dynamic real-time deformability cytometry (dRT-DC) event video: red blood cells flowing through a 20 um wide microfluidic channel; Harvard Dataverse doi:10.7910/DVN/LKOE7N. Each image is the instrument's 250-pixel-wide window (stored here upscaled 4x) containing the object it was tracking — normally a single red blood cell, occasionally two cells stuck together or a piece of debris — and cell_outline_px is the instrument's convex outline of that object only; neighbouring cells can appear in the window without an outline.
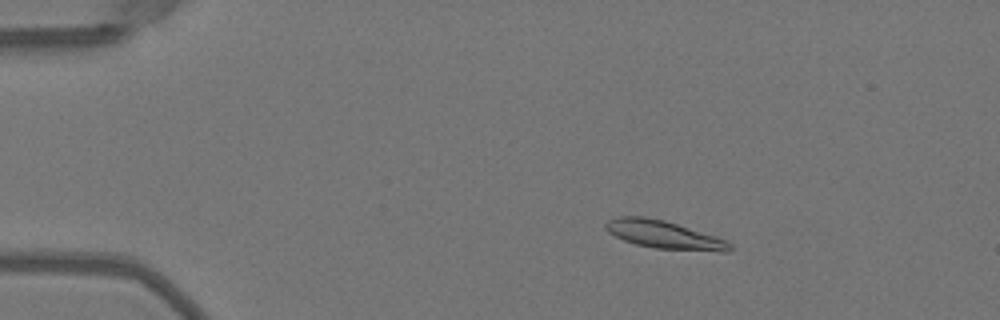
{"species": "Egyptian fruit bat (a non-hibernating species)", "species_latin": "Rousettus aegyptiacus", "temperature_condition": "warm", "stored_images_in_passage": 45, "camera_frame_rate_fps": 3000, "um_per_image_px": 0.085, "animal": {"sex": "female"}, "frame": {"image": 1, "passage_image": 3, "time_ms": 0.667, "image_size_px": [1000, 320], "cell_outline_px": [[732, 252], [720, 252], [652, 248], [636, 244], [624, 240], [608, 232], [604, 228], [604, 224], [608, 220], [620, 216], [644, 216], [664, 220], [716, 236], [728, 240], [732, 244]], "centroid_in_image_um": [56.49, 19.96], "position_along_channel_um": 28.5, "area_um2": 20.46}}
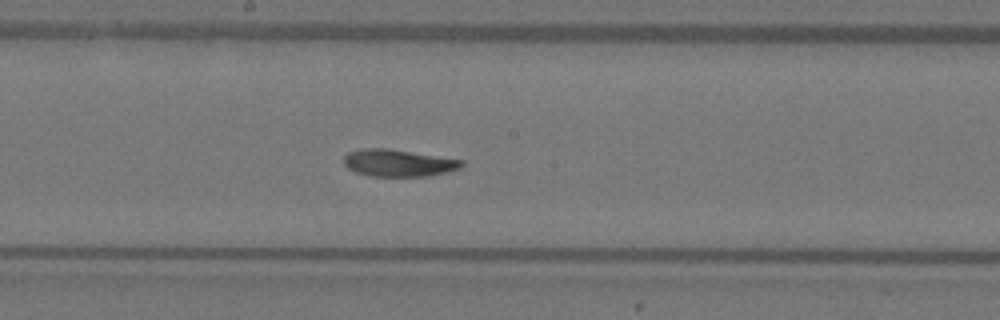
{"frame": {"image": 2, "passage_image": 22, "time_ms": 7.0, "image_size_px": [1000, 320], "cell_outline_px": [[464, 164], [460, 168], [428, 176], [368, 176], [356, 172], [348, 168], [344, 164], [344, 156], [348, 152], [364, 148], [388, 148], [464, 160]], "centroid_in_image_um": [33.84, 13.84], "position_along_channel_um": 214.4, "area_um2": 18.55}}
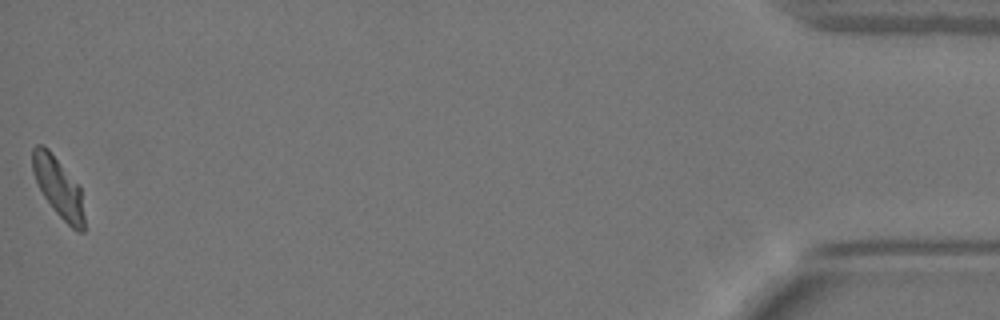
{"frame": {"image": 3, "passage_image": 45, "time_ms": 14.667, "image_size_px": [1000, 320], "cell_outline_px": [[84, 232], [76, 232], [52, 208], [44, 196], [32, 172], [32, 148], [36, 144], [44, 144], [48, 148], [80, 188], [84, 216]], "centroid_in_image_um": [4.94, 15.91], "position_along_channel_um": 430.3, "area_um2": 17.74}, "authors_computed_cell_mechanics": {"area_um2": 18.8428, "velocity_mm_per_s": 4.0191, "shape_relaxation_time_tau1_ms": 3.1214, "shape_relaxation_time_tau2_ms": 2.4981, "deformation_change_tau1": 0.1902, "deformation_change_tau2": 0.0827}}